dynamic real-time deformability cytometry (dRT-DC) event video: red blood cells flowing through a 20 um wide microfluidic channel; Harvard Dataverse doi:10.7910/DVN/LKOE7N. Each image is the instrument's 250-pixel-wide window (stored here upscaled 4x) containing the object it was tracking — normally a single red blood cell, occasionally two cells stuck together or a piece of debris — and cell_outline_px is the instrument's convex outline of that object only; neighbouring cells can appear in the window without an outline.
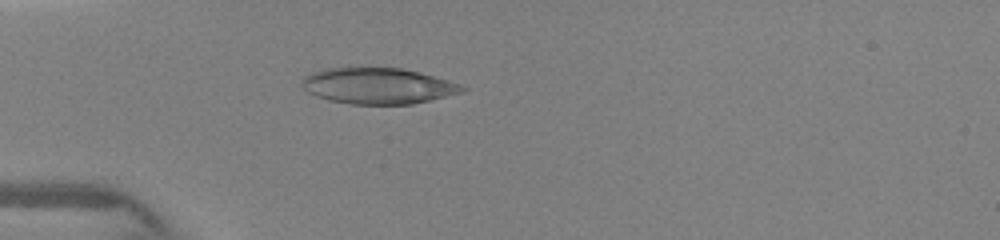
{"species": "human", "species_latin": "Homo sapiens", "temperature_condition": "warm", "stored_images_in_passage": 10, "camera_frame_rate_fps": 3000, "um_per_image_px": 0.085, "donor": {"sex": "female"}, "frame": {"image": 1, "passage_image": 7, "time_ms": 4.0, "image_size_px": [1000, 240], "cell_outline_px": [[468, 88], [464, 92], [412, 104], [352, 104], [332, 100], [316, 96], [308, 92], [300, 84], [304, 76], [312, 72], [324, 68], [356, 64], [400, 68], [448, 80], [460, 84]], "centroid_in_image_um": [32.07, 7.25], "position_along_channel_um": 52.9, "area_um2": 34.45}}
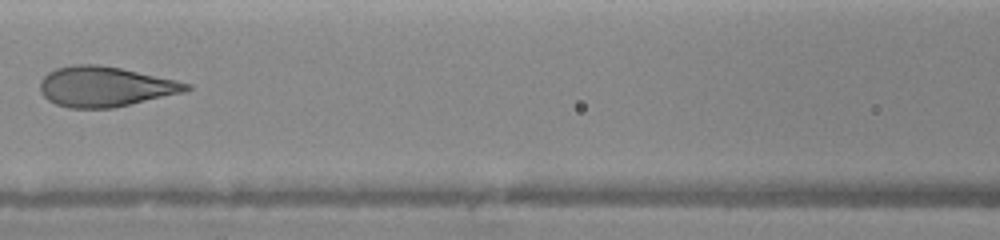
{"frame": {"image": 2, "passage_image": 10, "time_ms": 6.667, "image_size_px": [1000, 240], "cell_outline_px": [[192, 88], [184, 92], [112, 108], [68, 108], [56, 104], [48, 100], [40, 92], [40, 80], [48, 72], [56, 68], [76, 64], [96, 64], [120, 68], [176, 80], [192, 84]], "centroid_in_image_um": [8.91, 7.36], "position_along_channel_um": 157.7, "area_um2": 34.1}}